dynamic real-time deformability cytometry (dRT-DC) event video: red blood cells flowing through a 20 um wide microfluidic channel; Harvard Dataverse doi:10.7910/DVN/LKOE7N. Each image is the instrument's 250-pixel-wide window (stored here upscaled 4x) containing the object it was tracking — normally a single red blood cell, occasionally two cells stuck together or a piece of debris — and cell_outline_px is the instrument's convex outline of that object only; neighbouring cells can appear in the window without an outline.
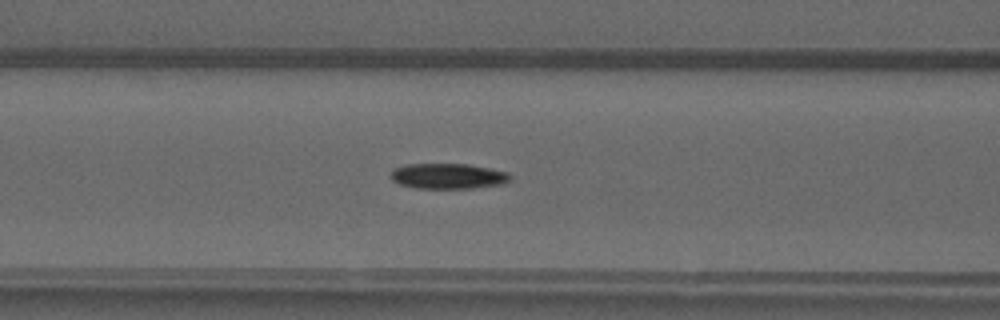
{"species": "common noctule bat (a hibernating species)", "species_latin": "Nyctalus noctula", "temperature_condition": "warm", "stored_images_in_passage": 51, "camera_frame_rate_fps": 3000, "um_per_image_px": 0.085, "animal": {"sex": "male", "forearm_length_mm": 52.5}, "frame": {"image": 1, "passage_image": 21, "time_ms": 6.667, "image_size_px": [1000, 320], "cell_outline_px": [[512, 176], [504, 184], [472, 188], [416, 188], [396, 184], [392, 180], [392, 168], [408, 164], [468, 164], [508, 172]], "centroid_in_image_um": [38.06, 14.97], "position_along_channel_um": 128.5, "area_um2": 17.74}}
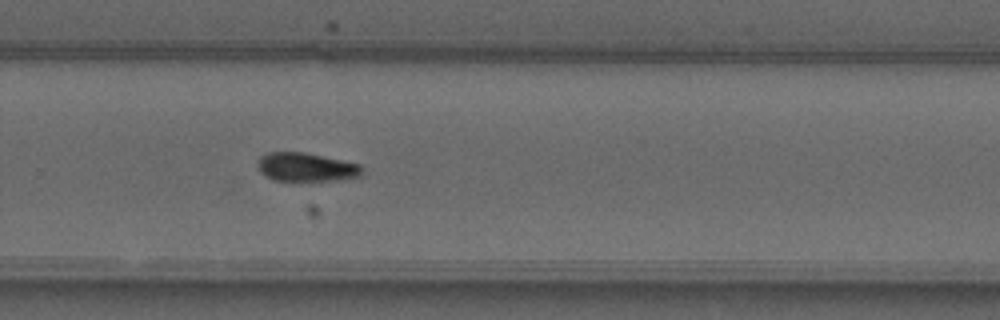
{"frame": {"image": 2, "passage_image": 34, "time_ms": 11.0, "image_size_px": [1000, 320], "cell_outline_px": [[364, 172], [360, 176], [340, 180], [292, 184], [272, 180], [264, 176], [260, 172], [256, 164], [256, 160], [260, 156], [268, 152], [304, 152], [360, 164], [364, 168]], "centroid_in_image_um": [25.98, 14.26], "position_along_channel_um": 303.8, "area_um2": 18.61}}
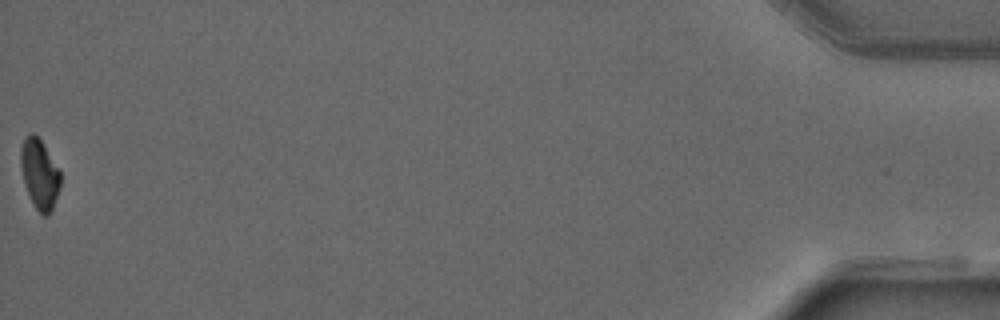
{"frame": {"image": 3, "passage_image": 51, "time_ms": 16.667, "image_size_px": [1000, 320], "cell_outline_px": [[60, 188], [52, 212], [48, 216], [44, 216], [36, 208], [24, 184], [20, 164], [20, 152], [24, 140], [32, 132], [40, 140], [60, 168]], "centroid_in_image_um": [3.39, 14.82], "position_along_channel_um": 431.8, "area_um2": 16.07}, "authors_computed_cell_mechanics": {"area_um2": 17.5134, "velocity_mm_per_s": 4.0609, "shape_relaxation_time_tau1_ms": 6.6594, "shape_relaxation_time_tau2_ms": null, "deformation_change_tau1": 0.175, "deformation_change_tau2": null}}